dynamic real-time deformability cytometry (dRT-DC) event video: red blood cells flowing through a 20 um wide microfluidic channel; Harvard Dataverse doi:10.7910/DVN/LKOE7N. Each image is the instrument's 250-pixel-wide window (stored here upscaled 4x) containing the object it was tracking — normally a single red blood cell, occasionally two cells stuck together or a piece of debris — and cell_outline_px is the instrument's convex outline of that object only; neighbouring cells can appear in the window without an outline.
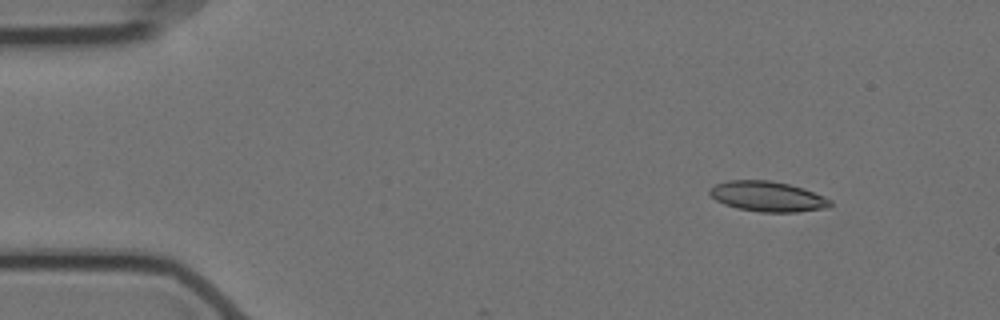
{"species": "Egyptian fruit bat (a non-hibernating species)", "species_latin": "Rousettus aegyptiacus", "temperature_condition": "cold", "stored_images_in_passage": 57, "camera_frame_rate_fps": 3000, "um_per_image_px": 0.085, "animal": {"sex": "female"}, "frame": {"image": 1, "passage_image": 6, "time_ms": 1.667, "image_size_px": [1000, 320], "cell_outline_px": [[816, 204], [812, 208], [744, 208], [732, 204], [724, 200], [728, 184], [780, 184], [796, 188], [808, 192], [816, 196]], "centroid_in_image_um": [65.34, 16.7], "position_along_channel_um": 19.7, "area_um2": 13.81}}
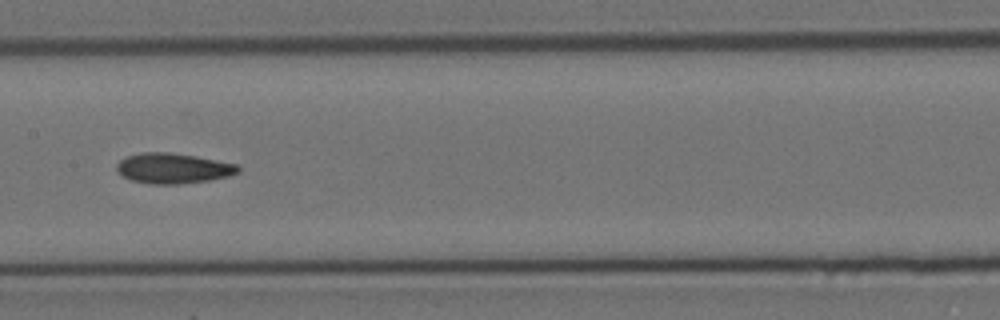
{"frame": {"image": 2, "passage_image": 28, "time_ms": 9.0, "image_size_px": [1000, 320], "cell_outline_px": [[236, 168], [232, 172], [216, 176], [192, 180], [144, 180], [128, 176], [120, 168], [128, 160], [136, 156], [180, 156], [228, 164]], "centroid_in_image_um": [14.74, 14.3], "position_along_channel_um": 192.7, "area_um2": 15.55}}
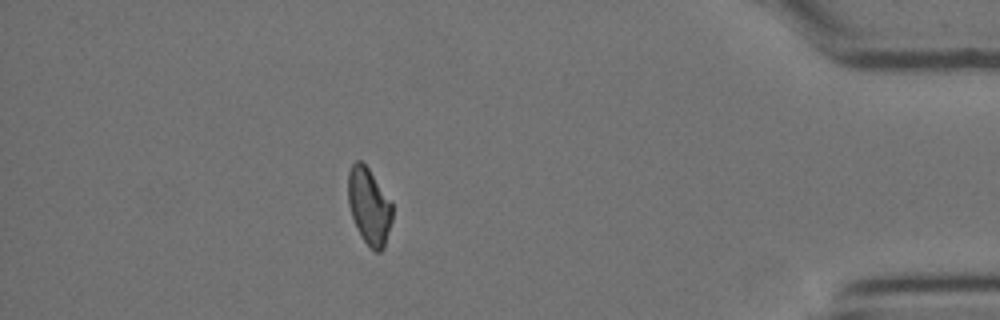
{"frame": {"image": 3, "passage_image": 50, "time_ms": 16.333, "image_size_px": [1000, 320], "cell_outline_px": [[392, 216], [384, 240], [380, 248], [376, 248], [368, 244], [360, 232], [356, 224], [352, 212], [348, 188], [348, 184], [352, 168], [356, 164], [364, 164], [392, 204]], "centroid_in_image_um": [31.38, 17.5], "position_along_channel_um": 403.8, "area_um2": 17.46}, "authors_computed_cell_mechanics": {"area_um2": 16.2418, "velocity_mm_per_s": 3.5132, "shape_relaxation_time_tau1_ms": null, "shape_relaxation_time_tau2_ms": 6.8036, "deformation_change_tau1": null, "deformation_change_tau2": 0.1489}}